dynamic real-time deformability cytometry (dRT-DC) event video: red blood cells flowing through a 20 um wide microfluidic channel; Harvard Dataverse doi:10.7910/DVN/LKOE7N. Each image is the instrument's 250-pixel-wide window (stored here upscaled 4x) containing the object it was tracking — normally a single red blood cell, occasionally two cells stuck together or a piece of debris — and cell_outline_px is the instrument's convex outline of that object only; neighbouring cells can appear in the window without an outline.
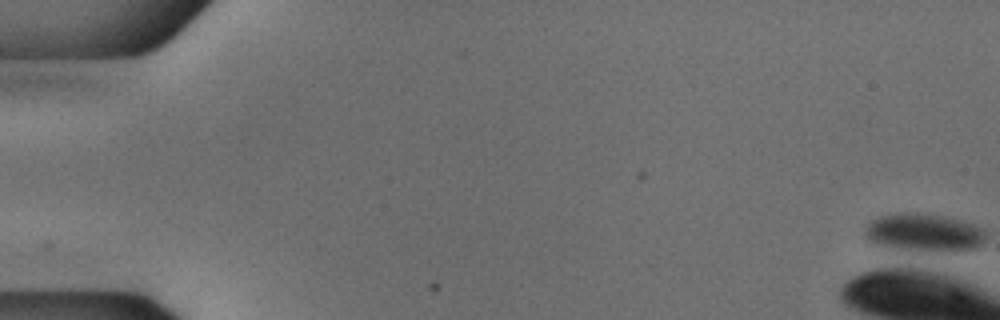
{"species": "common noctule bat (a hibernating species)", "species_latin": "Nyctalus noctula", "temperature_condition": "cold", "stored_images_in_passage": 2, "camera_frame_rate_fps": 3000, "um_per_image_px": 0.085, "animal": {"sex": "male", "body_mass_g": 18.8}, "frame": {"image": 1, "passage_image": 1, "time_ms": 0.0, "image_size_px": [1000, 320], "cell_outline_px": [[984, 240], [968, 248], [908, 248], [884, 244], [872, 240], [864, 232], [868, 224], [872, 220], [880, 216], [900, 212], [916, 212], [944, 216], [972, 224], [980, 228], [984, 232]], "centroid_in_image_um": [78.48, 19.66], "position_along_channel_um": 6.5, "area_um2": 24.45}}